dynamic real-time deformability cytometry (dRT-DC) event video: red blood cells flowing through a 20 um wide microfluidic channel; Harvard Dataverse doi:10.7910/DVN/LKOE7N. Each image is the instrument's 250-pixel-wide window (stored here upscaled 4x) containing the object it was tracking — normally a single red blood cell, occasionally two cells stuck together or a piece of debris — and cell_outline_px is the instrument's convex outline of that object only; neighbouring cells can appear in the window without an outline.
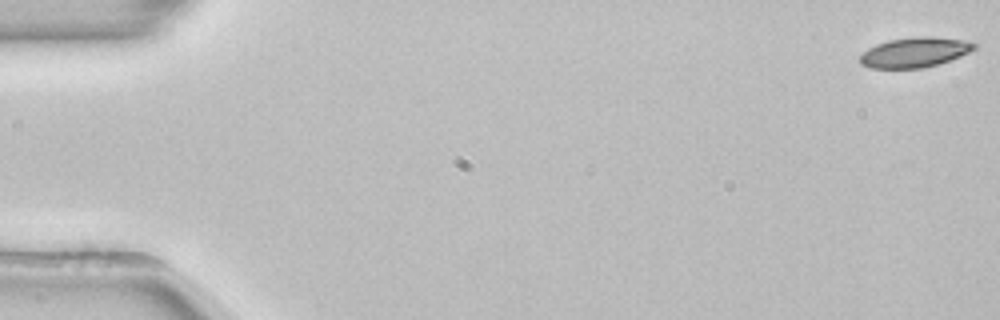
{"species": "common noctule bat (a hibernating species)", "species_latin": "Nyctalus noctula", "temperature_condition": "room temperature", "stored_images_in_passage": 54, "camera_frame_rate_fps": 3000, "um_per_image_px": 0.085, "animal": {"sex": "female", "body_mass_g": 22.7, "forearm_length_mm": 54.2}, "frame": {"image": 1, "passage_image": 1, "time_ms": 0.0, "image_size_px": [1000, 320], "cell_outline_px": [[976, 48], [960, 56], [924, 68], [872, 68], [860, 64], [860, 56], [868, 48], [876, 44], [888, 40], [916, 36], [928, 36], [964, 40], [976, 44]], "centroid_in_image_um": [77.72, 4.44], "position_along_channel_um": 7.3, "area_um2": 19.77}}
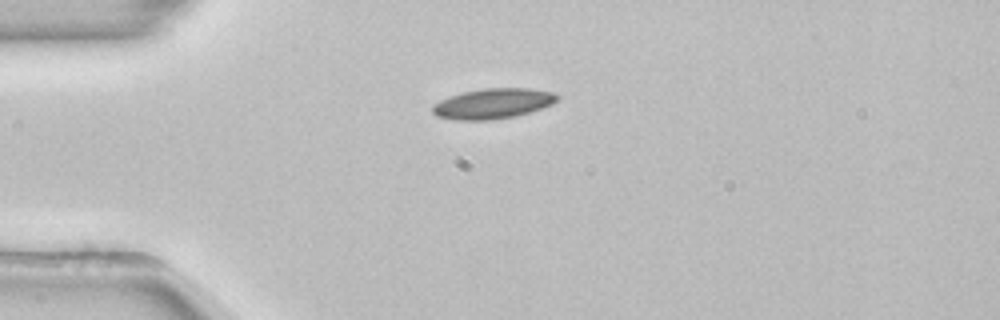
{"frame": {"image": 2, "passage_image": 14, "time_ms": 4.333, "image_size_px": [1000, 320], "cell_outline_px": [[560, 96], [552, 104], [516, 116], [488, 120], [456, 120], [436, 116], [432, 112], [432, 104], [448, 96], [464, 92], [484, 88], [528, 88], [552, 92]], "centroid_in_image_um": [41.85, 8.8], "position_along_channel_um": 43.1, "area_um2": 21.91}}
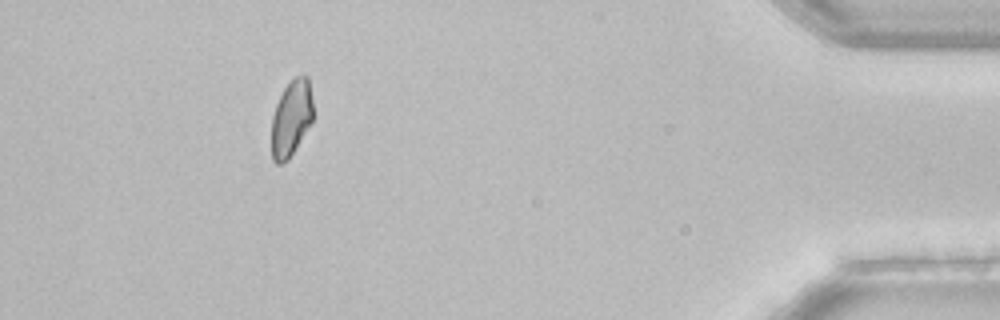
{"frame": {"image": 3, "passage_image": 49, "time_ms": 16.0, "image_size_px": [1000, 320], "cell_outline_px": [[312, 120], [288, 160], [280, 164], [276, 164], [272, 160], [272, 116], [276, 104], [284, 88], [296, 76], [304, 72], [308, 76], [312, 100]], "centroid_in_image_um": [24.75, 10.02], "position_along_channel_um": 410.5, "area_um2": 18.26}, "authors_computed_cell_mechanics": {"area_um2": 20.23, "velocity_mm_per_s": 3.8707, "shape_relaxation_time_tau1_ms": 4.2399, "shape_relaxation_time_tau2_ms": null, "deformation_change_tau1": 0.0802, "deformation_change_tau2": null}}